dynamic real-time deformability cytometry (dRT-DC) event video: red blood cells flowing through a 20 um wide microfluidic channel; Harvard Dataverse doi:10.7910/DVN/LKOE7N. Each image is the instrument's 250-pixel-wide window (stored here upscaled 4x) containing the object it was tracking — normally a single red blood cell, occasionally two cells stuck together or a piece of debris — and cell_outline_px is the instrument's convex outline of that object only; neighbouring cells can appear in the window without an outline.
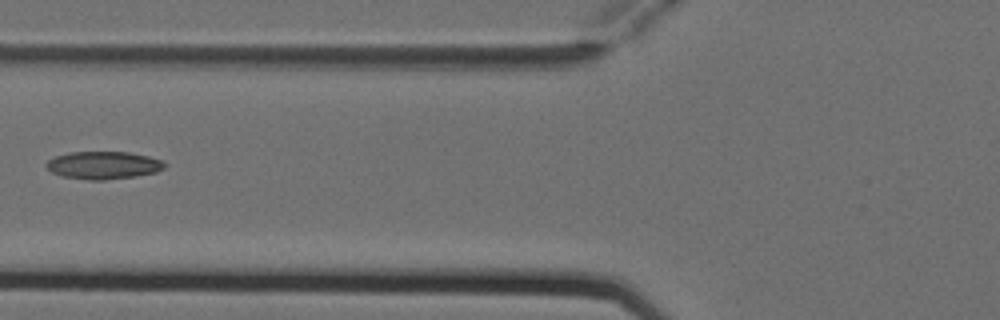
{"species": "Egyptian fruit bat (a non-hibernating species)", "species_latin": "Rousettus aegyptiacus", "temperature_condition": "cold", "stored_images_in_passage": 3, "camera_frame_rate_fps": 3000, "um_per_image_px": 0.085, "animal": {"sex": "female"}, "frame": {"image": 1, "passage_image": 3, "time_ms": 0.667, "image_size_px": [1000, 320], "cell_outline_px": [[164, 168], [156, 172], [136, 176], [104, 180], [88, 180], [60, 176], [52, 172], [44, 164], [48, 160], [56, 156], [68, 152], [128, 152], [148, 156], [164, 160]], "centroid_in_image_um": [8.77, 14.04], "position_along_channel_um": 117.0, "area_um2": 19.13}}